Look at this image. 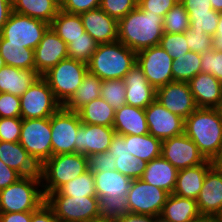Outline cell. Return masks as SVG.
<instances>
[{"label": "cell", "instance_id": "cell-15", "mask_svg": "<svg viewBox=\"0 0 222 222\" xmlns=\"http://www.w3.org/2000/svg\"><path fill=\"white\" fill-rule=\"evenodd\" d=\"M149 134L161 141L184 134L185 119L170 112L156 99L145 108Z\"/></svg>", "mask_w": 222, "mask_h": 222}, {"label": "cell", "instance_id": "cell-66", "mask_svg": "<svg viewBox=\"0 0 222 222\" xmlns=\"http://www.w3.org/2000/svg\"><path fill=\"white\" fill-rule=\"evenodd\" d=\"M219 222H222V212L219 214V216L217 217Z\"/></svg>", "mask_w": 222, "mask_h": 222}, {"label": "cell", "instance_id": "cell-11", "mask_svg": "<svg viewBox=\"0 0 222 222\" xmlns=\"http://www.w3.org/2000/svg\"><path fill=\"white\" fill-rule=\"evenodd\" d=\"M82 122L78 112L61 106L51 116L52 156L75 153L78 129Z\"/></svg>", "mask_w": 222, "mask_h": 222}, {"label": "cell", "instance_id": "cell-36", "mask_svg": "<svg viewBox=\"0 0 222 222\" xmlns=\"http://www.w3.org/2000/svg\"><path fill=\"white\" fill-rule=\"evenodd\" d=\"M162 141L150 134L128 135L129 154L147 163L161 156Z\"/></svg>", "mask_w": 222, "mask_h": 222}, {"label": "cell", "instance_id": "cell-47", "mask_svg": "<svg viewBox=\"0 0 222 222\" xmlns=\"http://www.w3.org/2000/svg\"><path fill=\"white\" fill-rule=\"evenodd\" d=\"M188 48L192 52L202 54L212 49L213 37L204 32L194 31L191 27L184 32Z\"/></svg>", "mask_w": 222, "mask_h": 222}, {"label": "cell", "instance_id": "cell-43", "mask_svg": "<svg viewBox=\"0 0 222 222\" xmlns=\"http://www.w3.org/2000/svg\"><path fill=\"white\" fill-rule=\"evenodd\" d=\"M220 12L212 9L209 13L189 14L190 27L194 31L204 32L210 36H214L218 27Z\"/></svg>", "mask_w": 222, "mask_h": 222}, {"label": "cell", "instance_id": "cell-38", "mask_svg": "<svg viewBox=\"0 0 222 222\" xmlns=\"http://www.w3.org/2000/svg\"><path fill=\"white\" fill-rule=\"evenodd\" d=\"M58 191L64 196L71 197L97 196L94 175L88 170L65 183Z\"/></svg>", "mask_w": 222, "mask_h": 222}, {"label": "cell", "instance_id": "cell-14", "mask_svg": "<svg viewBox=\"0 0 222 222\" xmlns=\"http://www.w3.org/2000/svg\"><path fill=\"white\" fill-rule=\"evenodd\" d=\"M161 156L177 170L197 166L207 161L197 145L185 133L163 140Z\"/></svg>", "mask_w": 222, "mask_h": 222}, {"label": "cell", "instance_id": "cell-53", "mask_svg": "<svg viewBox=\"0 0 222 222\" xmlns=\"http://www.w3.org/2000/svg\"><path fill=\"white\" fill-rule=\"evenodd\" d=\"M188 14L209 13L212 10L210 0H179Z\"/></svg>", "mask_w": 222, "mask_h": 222}, {"label": "cell", "instance_id": "cell-12", "mask_svg": "<svg viewBox=\"0 0 222 222\" xmlns=\"http://www.w3.org/2000/svg\"><path fill=\"white\" fill-rule=\"evenodd\" d=\"M170 194L142 179L132 181L127 194V205L130 213L160 216Z\"/></svg>", "mask_w": 222, "mask_h": 222}, {"label": "cell", "instance_id": "cell-2", "mask_svg": "<svg viewBox=\"0 0 222 222\" xmlns=\"http://www.w3.org/2000/svg\"><path fill=\"white\" fill-rule=\"evenodd\" d=\"M163 19L137 6L118 20V41L136 53L158 46L163 35Z\"/></svg>", "mask_w": 222, "mask_h": 222}, {"label": "cell", "instance_id": "cell-19", "mask_svg": "<svg viewBox=\"0 0 222 222\" xmlns=\"http://www.w3.org/2000/svg\"><path fill=\"white\" fill-rule=\"evenodd\" d=\"M34 55L35 71L42 76L60 61L68 58L67 44L49 27L34 49Z\"/></svg>", "mask_w": 222, "mask_h": 222}, {"label": "cell", "instance_id": "cell-60", "mask_svg": "<svg viewBox=\"0 0 222 222\" xmlns=\"http://www.w3.org/2000/svg\"><path fill=\"white\" fill-rule=\"evenodd\" d=\"M212 4V9L217 12H222V0H210Z\"/></svg>", "mask_w": 222, "mask_h": 222}, {"label": "cell", "instance_id": "cell-17", "mask_svg": "<svg viewBox=\"0 0 222 222\" xmlns=\"http://www.w3.org/2000/svg\"><path fill=\"white\" fill-rule=\"evenodd\" d=\"M155 99L170 112L183 119L198 108L187 82H169L156 90Z\"/></svg>", "mask_w": 222, "mask_h": 222}, {"label": "cell", "instance_id": "cell-5", "mask_svg": "<svg viewBox=\"0 0 222 222\" xmlns=\"http://www.w3.org/2000/svg\"><path fill=\"white\" fill-rule=\"evenodd\" d=\"M46 201L41 176H22L0 190V212L36 211Z\"/></svg>", "mask_w": 222, "mask_h": 222}, {"label": "cell", "instance_id": "cell-61", "mask_svg": "<svg viewBox=\"0 0 222 222\" xmlns=\"http://www.w3.org/2000/svg\"><path fill=\"white\" fill-rule=\"evenodd\" d=\"M195 222H219L217 218H206L202 217L201 219L195 221Z\"/></svg>", "mask_w": 222, "mask_h": 222}, {"label": "cell", "instance_id": "cell-7", "mask_svg": "<svg viewBox=\"0 0 222 222\" xmlns=\"http://www.w3.org/2000/svg\"><path fill=\"white\" fill-rule=\"evenodd\" d=\"M45 202L53 210L55 216L62 219L86 222L100 217L97 196L71 197L55 191L46 196Z\"/></svg>", "mask_w": 222, "mask_h": 222}, {"label": "cell", "instance_id": "cell-64", "mask_svg": "<svg viewBox=\"0 0 222 222\" xmlns=\"http://www.w3.org/2000/svg\"><path fill=\"white\" fill-rule=\"evenodd\" d=\"M4 66H6L5 60L0 55V69Z\"/></svg>", "mask_w": 222, "mask_h": 222}, {"label": "cell", "instance_id": "cell-51", "mask_svg": "<svg viewBox=\"0 0 222 222\" xmlns=\"http://www.w3.org/2000/svg\"><path fill=\"white\" fill-rule=\"evenodd\" d=\"M179 0H138L137 6L144 12L164 17Z\"/></svg>", "mask_w": 222, "mask_h": 222}, {"label": "cell", "instance_id": "cell-35", "mask_svg": "<svg viewBox=\"0 0 222 222\" xmlns=\"http://www.w3.org/2000/svg\"><path fill=\"white\" fill-rule=\"evenodd\" d=\"M115 111L102 97H99L84 105L78 114L84 124L112 126Z\"/></svg>", "mask_w": 222, "mask_h": 222}, {"label": "cell", "instance_id": "cell-59", "mask_svg": "<svg viewBox=\"0 0 222 222\" xmlns=\"http://www.w3.org/2000/svg\"><path fill=\"white\" fill-rule=\"evenodd\" d=\"M212 49L222 51V12L219 15L218 27L213 36Z\"/></svg>", "mask_w": 222, "mask_h": 222}, {"label": "cell", "instance_id": "cell-16", "mask_svg": "<svg viewBox=\"0 0 222 222\" xmlns=\"http://www.w3.org/2000/svg\"><path fill=\"white\" fill-rule=\"evenodd\" d=\"M196 202L202 217L217 218L222 212V165L218 162L208 169Z\"/></svg>", "mask_w": 222, "mask_h": 222}, {"label": "cell", "instance_id": "cell-46", "mask_svg": "<svg viewBox=\"0 0 222 222\" xmlns=\"http://www.w3.org/2000/svg\"><path fill=\"white\" fill-rule=\"evenodd\" d=\"M201 73L212 74L222 83V51H206L201 54Z\"/></svg>", "mask_w": 222, "mask_h": 222}, {"label": "cell", "instance_id": "cell-31", "mask_svg": "<svg viewBox=\"0 0 222 222\" xmlns=\"http://www.w3.org/2000/svg\"><path fill=\"white\" fill-rule=\"evenodd\" d=\"M13 12L51 23L60 8L51 0H12Z\"/></svg>", "mask_w": 222, "mask_h": 222}, {"label": "cell", "instance_id": "cell-27", "mask_svg": "<svg viewBox=\"0 0 222 222\" xmlns=\"http://www.w3.org/2000/svg\"><path fill=\"white\" fill-rule=\"evenodd\" d=\"M159 218L164 222H195L202 218L196 200L170 194Z\"/></svg>", "mask_w": 222, "mask_h": 222}, {"label": "cell", "instance_id": "cell-33", "mask_svg": "<svg viewBox=\"0 0 222 222\" xmlns=\"http://www.w3.org/2000/svg\"><path fill=\"white\" fill-rule=\"evenodd\" d=\"M50 27L67 45L85 33L80 14L67 13L61 9Z\"/></svg>", "mask_w": 222, "mask_h": 222}, {"label": "cell", "instance_id": "cell-65", "mask_svg": "<svg viewBox=\"0 0 222 222\" xmlns=\"http://www.w3.org/2000/svg\"><path fill=\"white\" fill-rule=\"evenodd\" d=\"M56 222H74V221H70V220H66V219L56 217Z\"/></svg>", "mask_w": 222, "mask_h": 222}, {"label": "cell", "instance_id": "cell-22", "mask_svg": "<svg viewBox=\"0 0 222 222\" xmlns=\"http://www.w3.org/2000/svg\"><path fill=\"white\" fill-rule=\"evenodd\" d=\"M126 105L145 109L156 98V90L141 68L135 64L124 77Z\"/></svg>", "mask_w": 222, "mask_h": 222}, {"label": "cell", "instance_id": "cell-6", "mask_svg": "<svg viewBox=\"0 0 222 222\" xmlns=\"http://www.w3.org/2000/svg\"><path fill=\"white\" fill-rule=\"evenodd\" d=\"M87 72L88 64L68 57L50 68L42 77L56 100L64 106L75 94Z\"/></svg>", "mask_w": 222, "mask_h": 222}, {"label": "cell", "instance_id": "cell-55", "mask_svg": "<svg viewBox=\"0 0 222 222\" xmlns=\"http://www.w3.org/2000/svg\"><path fill=\"white\" fill-rule=\"evenodd\" d=\"M31 222H56V216L45 202L39 209L32 211Z\"/></svg>", "mask_w": 222, "mask_h": 222}, {"label": "cell", "instance_id": "cell-50", "mask_svg": "<svg viewBox=\"0 0 222 222\" xmlns=\"http://www.w3.org/2000/svg\"><path fill=\"white\" fill-rule=\"evenodd\" d=\"M21 117L20 96L0 93V118Z\"/></svg>", "mask_w": 222, "mask_h": 222}, {"label": "cell", "instance_id": "cell-49", "mask_svg": "<svg viewBox=\"0 0 222 222\" xmlns=\"http://www.w3.org/2000/svg\"><path fill=\"white\" fill-rule=\"evenodd\" d=\"M88 169L92 173L103 172V171H116L115 160L112 154L108 152L96 153L87 156Z\"/></svg>", "mask_w": 222, "mask_h": 222}, {"label": "cell", "instance_id": "cell-18", "mask_svg": "<svg viewBox=\"0 0 222 222\" xmlns=\"http://www.w3.org/2000/svg\"><path fill=\"white\" fill-rule=\"evenodd\" d=\"M115 133L112 126L82 123L76 135L75 153L87 157L96 153L108 152Z\"/></svg>", "mask_w": 222, "mask_h": 222}, {"label": "cell", "instance_id": "cell-67", "mask_svg": "<svg viewBox=\"0 0 222 222\" xmlns=\"http://www.w3.org/2000/svg\"><path fill=\"white\" fill-rule=\"evenodd\" d=\"M219 111H220V113H221V116H222V102H221V104H220V106H219Z\"/></svg>", "mask_w": 222, "mask_h": 222}, {"label": "cell", "instance_id": "cell-34", "mask_svg": "<svg viewBox=\"0 0 222 222\" xmlns=\"http://www.w3.org/2000/svg\"><path fill=\"white\" fill-rule=\"evenodd\" d=\"M101 84L102 80L88 71L75 94L64 107L68 110L78 112L84 105L100 97Z\"/></svg>", "mask_w": 222, "mask_h": 222}, {"label": "cell", "instance_id": "cell-21", "mask_svg": "<svg viewBox=\"0 0 222 222\" xmlns=\"http://www.w3.org/2000/svg\"><path fill=\"white\" fill-rule=\"evenodd\" d=\"M108 153L112 154V157L116 159L115 167L117 171L128 176L132 180L142 177L147 162L129 154L128 135L115 133L109 146Z\"/></svg>", "mask_w": 222, "mask_h": 222}, {"label": "cell", "instance_id": "cell-48", "mask_svg": "<svg viewBox=\"0 0 222 222\" xmlns=\"http://www.w3.org/2000/svg\"><path fill=\"white\" fill-rule=\"evenodd\" d=\"M22 118H0V141L19 142Z\"/></svg>", "mask_w": 222, "mask_h": 222}, {"label": "cell", "instance_id": "cell-3", "mask_svg": "<svg viewBox=\"0 0 222 222\" xmlns=\"http://www.w3.org/2000/svg\"><path fill=\"white\" fill-rule=\"evenodd\" d=\"M136 54L118 40L99 44L88 63V71L102 81L124 79L136 64Z\"/></svg>", "mask_w": 222, "mask_h": 222}, {"label": "cell", "instance_id": "cell-44", "mask_svg": "<svg viewBox=\"0 0 222 222\" xmlns=\"http://www.w3.org/2000/svg\"><path fill=\"white\" fill-rule=\"evenodd\" d=\"M159 46L162 47L173 60L180 58L182 55L184 56L185 53L190 51L184 33H163Z\"/></svg>", "mask_w": 222, "mask_h": 222}, {"label": "cell", "instance_id": "cell-58", "mask_svg": "<svg viewBox=\"0 0 222 222\" xmlns=\"http://www.w3.org/2000/svg\"><path fill=\"white\" fill-rule=\"evenodd\" d=\"M13 12L12 0H0V31Z\"/></svg>", "mask_w": 222, "mask_h": 222}, {"label": "cell", "instance_id": "cell-68", "mask_svg": "<svg viewBox=\"0 0 222 222\" xmlns=\"http://www.w3.org/2000/svg\"><path fill=\"white\" fill-rule=\"evenodd\" d=\"M156 222H164V221H162L160 218H158Z\"/></svg>", "mask_w": 222, "mask_h": 222}, {"label": "cell", "instance_id": "cell-20", "mask_svg": "<svg viewBox=\"0 0 222 222\" xmlns=\"http://www.w3.org/2000/svg\"><path fill=\"white\" fill-rule=\"evenodd\" d=\"M87 32L98 44L112 43L118 40V20L110 17L99 7L80 13Z\"/></svg>", "mask_w": 222, "mask_h": 222}, {"label": "cell", "instance_id": "cell-57", "mask_svg": "<svg viewBox=\"0 0 222 222\" xmlns=\"http://www.w3.org/2000/svg\"><path fill=\"white\" fill-rule=\"evenodd\" d=\"M158 217L129 213L112 220V222H156Z\"/></svg>", "mask_w": 222, "mask_h": 222}, {"label": "cell", "instance_id": "cell-28", "mask_svg": "<svg viewBox=\"0 0 222 222\" xmlns=\"http://www.w3.org/2000/svg\"><path fill=\"white\" fill-rule=\"evenodd\" d=\"M177 173L178 170L160 156L147 163L140 179L172 194L176 186Z\"/></svg>", "mask_w": 222, "mask_h": 222}, {"label": "cell", "instance_id": "cell-63", "mask_svg": "<svg viewBox=\"0 0 222 222\" xmlns=\"http://www.w3.org/2000/svg\"><path fill=\"white\" fill-rule=\"evenodd\" d=\"M53 1L59 8L62 7L64 0H51Z\"/></svg>", "mask_w": 222, "mask_h": 222}, {"label": "cell", "instance_id": "cell-8", "mask_svg": "<svg viewBox=\"0 0 222 222\" xmlns=\"http://www.w3.org/2000/svg\"><path fill=\"white\" fill-rule=\"evenodd\" d=\"M19 143L41 166L52 156L51 117L22 119Z\"/></svg>", "mask_w": 222, "mask_h": 222}, {"label": "cell", "instance_id": "cell-13", "mask_svg": "<svg viewBox=\"0 0 222 222\" xmlns=\"http://www.w3.org/2000/svg\"><path fill=\"white\" fill-rule=\"evenodd\" d=\"M172 63V57L159 45L136 54V64L155 90L173 81Z\"/></svg>", "mask_w": 222, "mask_h": 222}, {"label": "cell", "instance_id": "cell-41", "mask_svg": "<svg viewBox=\"0 0 222 222\" xmlns=\"http://www.w3.org/2000/svg\"><path fill=\"white\" fill-rule=\"evenodd\" d=\"M100 97L115 110L126 105V87L124 80H103Z\"/></svg>", "mask_w": 222, "mask_h": 222}, {"label": "cell", "instance_id": "cell-37", "mask_svg": "<svg viewBox=\"0 0 222 222\" xmlns=\"http://www.w3.org/2000/svg\"><path fill=\"white\" fill-rule=\"evenodd\" d=\"M199 73H201V54L189 51L173 60V81L188 83Z\"/></svg>", "mask_w": 222, "mask_h": 222}, {"label": "cell", "instance_id": "cell-25", "mask_svg": "<svg viewBox=\"0 0 222 222\" xmlns=\"http://www.w3.org/2000/svg\"><path fill=\"white\" fill-rule=\"evenodd\" d=\"M214 163V161L207 160L205 163L197 166L178 170L173 194L196 200L201 191L207 171Z\"/></svg>", "mask_w": 222, "mask_h": 222}, {"label": "cell", "instance_id": "cell-29", "mask_svg": "<svg viewBox=\"0 0 222 222\" xmlns=\"http://www.w3.org/2000/svg\"><path fill=\"white\" fill-rule=\"evenodd\" d=\"M39 77L35 70L6 65L0 69V93L21 96Z\"/></svg>", "mask_w": 222, "mask_h": 222}, {"label": "cell", "instance_id": "cell-56", "mask_svg": "<svg viewBox=\"0 0 222 222\" xmlns=\"http://www.w3.org/2000/svg\"><path fill=\"white\" fill-rule=\"evenodd\" d=\"M32 211L0 212V222H31Z\"/></svg>", "mask_w": 222, "mask_h": 222}, {"label": "cell", "instance_id": "cell-45", "mask_svg": "<svg viewBox=\"0 0 222 222\" xmlns=\"http://www.w3.org/2000/svg\"><path fill=\"white\" fill-rule=\"evenodd\" d=\"M138 0H101L99 8L110 17L120 20L137 7Z\"/></svg>", "mask_w": 222, "mask_h": 222}, {"label": "cell", "instance_id": "cell-1", "mask_svg": "<svg viewBox=\"0 0 222 222\" xmlns=\"http://www.w3.org/2000/svg\"><path fill=\"white\" fill-rule=\"evenodd\" d=\"M184 133L207 160L222 158V116L219 109L197 108L185 119Z\"/></svg>", "mask_w": 222, "mask_h": 222}, {"label": "cell", "instance_id": "cell-26", "mask_svg": "<svg viewBox=\"0 0 222 222\" xmlns=\"http://www.w3.org/2000/svg\"><path fill=\"white\" fill-rule=\"evenodd\" d=\"M112 127L120 135L149 134L145 109L129 105L116 109Z\"/></svg>", "mask_w": 222, "mask_h": 222}, {"label": "cell", "instance_id": "cell-9", "mask_svg": "<svg viewBox=\"0 0 222 222\" xmlns=\"http://www.w3.org/2000/svg\"><path fill=\"white\" fill-rule=\"evenodd\" d=\"M49 27L45 21L12 12L0 35L8 43L23 44V47L34 50Z\"/></svg>", "mask_w": 222, "mask_h": 222}, {"label": "cell", "instance_id": "cell-30", "mask_svg": "<svg viewBox=\"0 0 222 222\" xmlns=\"http://www.w3.org/2000/svg\"><path fill=\"white\" fill-rule=\"evenodd\" d=\"M97 195H107L109 199H118L127 195L132 185V179L119 171H103L93 173Z\"/></svg>", "mask_w": 222, "mask_h": 222}, {"label": "cell", "instance_id": "cell-39", "mask_svg": "<svg viewBox=\"0 0 222 222\" xmlns=\"http://www.w3.org/2000/svg\"><path fill=\"white\" fill-rule=\"evenodd\" d=\"M190 27L189 14L184 5L178 1L164 16L163 33H184Z\"/></svg>", "mask_w": 222, "mask_h": 222}, {"label": "cell", "instance_id": "cell-54", "mask_svg": "<svg viewBox=\"0 0 222 222\" xmlns=\"http://www.w3.org/2000/svg\"><path fill=\"white\" fill-rule=\"evenodd\" d=\"M22 176L0 160V190L16 182Z\"/></svg>", "mask_w": 222, "mask_h": 222}, {"label": "cell", "instance_id": "cell-23", "mask_svg": "<svg viewBox=\"0 0 222 222\" xmlns=\"http://www.w3.org/2000/svg\"><path fill=\"white\" fill-rule=\"evenodd\" d=\"M188 83L198 108H219L222 102V83L212 74L199 73Z\"/></svg>", "mask_w": 222, "mask_h": 222}, {"label": "cell", "instance_id": "cell-10", "mask_svg": "<svg viewBox=\"0 0 222 222\" xmlns=\"http://www.w3.org/2000/svg\"><path fill=\"white\" fill-rule=\"evenodd\" d=\"M21 118H49L62 105L56 100L47 81L40 76L28 90L20 96Z\"/></svg>", "mask_w": 222, "mask_h": 222}, {"label": "cell", "instance_id": "cell-40", "mask_svg": "<svg viewBox=\"0 0 222 222\" xmlns=\"http://www.w3.org/2000/svg\"><path fill=\"white\" fill-rule=\"evenodd\" d=\"M98 43L87 32L67 45L68 57L88 64L92 54L98 48Z\"/></svg>", "mask_w": 222, "mask_h": 222}, {"label": "cell", "instance_id": "cell-69", "mask_svg": "<svg viewBox=\"0 0 222 222\" xmlns=\"http://www.w3.org/2000/svg\"><path fill=\"white\" fill-rule=\"evenodd\" d=\"M220 165H222V158L220 159V161L218 162Z\"/></svg>", "mask_w": 222, "mask_h": 222}, {"label": "cell", "instance_id": "cell-42", "mask_svg": "<svg viewBox=\"0 0 222 222\" xmlns=\"http://www.w3.org/2000/svg\"><path fill=\"white\" fill-rule=\"evenodd\" d=\"M100 217L113 220L130 213L127 205V195L120 196L118 199H109L107 195H97Z\"/></svg>", "mask_w": 222, "mask_h": 222}, {"label": "cell", "instance_id": "cell-62", "mask_svg": "<svg viewBox=\"0 0 222 222\" xmlns=\"http://www.w3.org/2000/svg\"><path fill=\"white\" fill-rule=\"evenodd\" d=\"M86 222H112V220L99 217V218H97V219L88 220V221H86Z\"/></svg>", "mask_w": 222, "mask_h": 222}, {"label": "cell", "instance_id": "cell-4", "mask_svg": "<svg viewBox=\"0 0 222 222\" xmlns=\"http://www.w3.org/2000/svg\"><path fill=\"white\" fill-rule=\"evenodd\" d=\"M88 170V159L83 154L66 153L51 156L40 166L45 197Z\"/></svg>", "mask_w": 222, "mask_h": 222}, {"label": "cell", "instance_id": "cell-24", "mask_svg": "<svg viewBox=\"0 0 222 222\" xmlns=\"http://www.w3.org/2000/svg\"><path fill=\"white\" fill-rule=\"evenodd\" d=\"M0 160L21 176L40 175V166L19 142L0 141Z\"/></svg>", "mask_w": 222, "mask_h": 222}, {"label": "cell", "instance_id": "cell-52", "mask_svg": "<svg viewBox=\"0 0 222 222\" xmlns=\"http://www.w3.org/2000/svg\"><path fill=\"white\" fill-rule=\"evenodd\" d=\"M101 0H64L62 11L71 14H80L100 6Z\"/></svg>", "mask_w": 222, "mask_h": 222}, {"label": "cell", "instance_id": "cell-32", "mask_svg": "<svg viewBox=\"0 0 222 222\" xmlns=\"http://www.w3.org/2000/svg\"><path fill=\"white\" fill-rule=\"evenodd\" d=\"M0 55L7 66L35 70L34 50L23 47V44L8 43L1 35Z\"/></svg>", "mask_w": 222, "mask_h": 222}]
</instances>
